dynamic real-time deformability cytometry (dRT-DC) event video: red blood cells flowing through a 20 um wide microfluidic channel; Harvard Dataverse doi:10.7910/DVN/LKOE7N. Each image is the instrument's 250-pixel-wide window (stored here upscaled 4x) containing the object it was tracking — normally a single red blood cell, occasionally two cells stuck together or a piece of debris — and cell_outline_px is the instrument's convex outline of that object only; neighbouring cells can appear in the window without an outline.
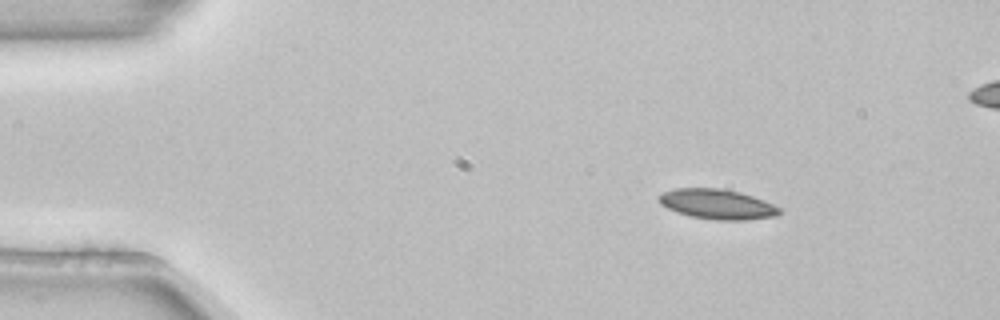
{"species": "common noctule bat (a hibernating species)", "species_latin": "Nyctalus noctula", "temperature_condition": "room temperature", "stored_images_in_passage": 3, "camera_frame_rate_fps": 3000, "um_per_image_px": 0.085, "animal": {"sex": "female", "body_mass_g": 22.7, "forearm_length_mm": 54.2}, "frame": {"image": 1, "passage_image": 1, "time_ms": 0.0, "image_size_px": [1000, 320], "cell_outline_px": [[780, 212], [776, 216], [744, 220], [716, 220], [688, 216], [676, 212], [660, 204], [656, 196], [664, 192], [676, 188], [724, 188], [740, 192], [764, 200], [780, 208]], "centroid_in_image_um": [60.93, 17.35], "position_along_channel_um": 24.1, "area_um2": 21.15}}